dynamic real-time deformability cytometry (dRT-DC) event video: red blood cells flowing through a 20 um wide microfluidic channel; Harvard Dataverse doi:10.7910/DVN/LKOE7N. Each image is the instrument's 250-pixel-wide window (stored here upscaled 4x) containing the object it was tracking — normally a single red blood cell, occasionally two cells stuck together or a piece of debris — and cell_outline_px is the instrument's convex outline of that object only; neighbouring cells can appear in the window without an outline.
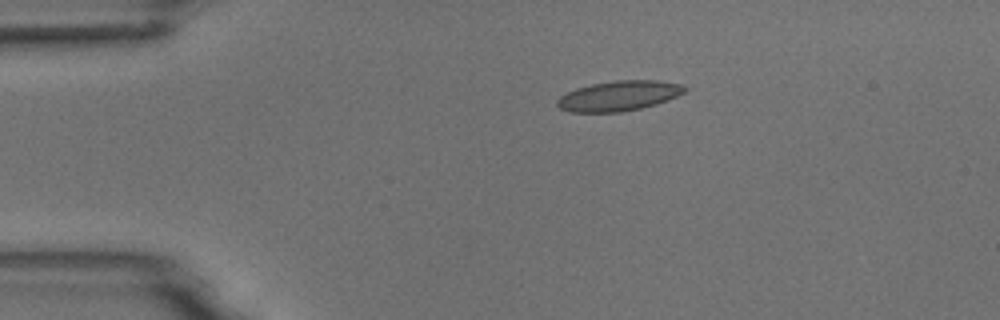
{"species": "common noctule bat (a hibernating species)", "species_latin": "Nyctalus noctula", "temperature_condition": "room temperature", "stored_images_in_passage": 3, "camera_frame_rate_fps": 3000, "um_per_image_px": 0.085, "animal": {"sex": "male", "body_mass_g": 18.8}, "frame": {"image": 1, "passage_image": 1, "time_ms": 0.0, "image_size_px": [1000, 320], "cell_outline_px": [[688, 88], [684, 92], [668, 100], [656, 104], [640, 108], [620, 112], [572, 112], [560, 108], [556, 104], [556, 100], [560, 96], [576, 88], [592, 84], [616, 80], [656, 80], [680, 84]], "centroid_in_image_um": [52.59, 8.14], "position_along_channel_um": 32.4, "area_um2": 22.2}}
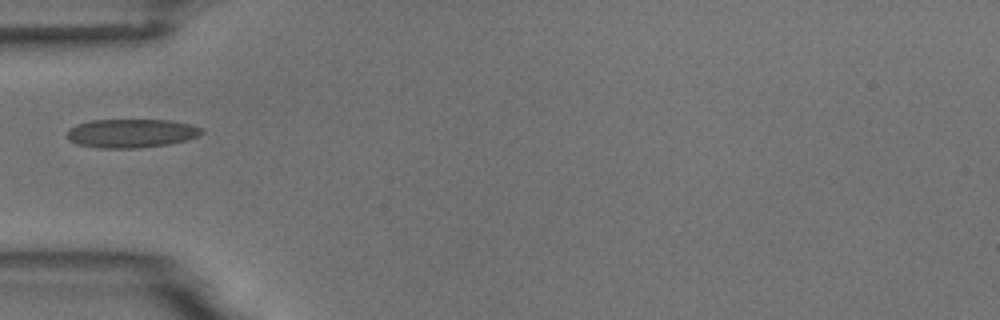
{"frame": {"image": 2, "passage_image": 3, "time_ms": 2.333, "image_size_px": [1000, 320], "cell_outline_px": [[204, 132], [200, 136], [188, 140], [168, 144], [136, 148], [100, 148], [76, 144], [68, 140], [68, 128], [76, 124], [92, 120], [168, 120], [192, 124], [204, 128]], "centroid_in_image_um": [11.19, 11.33], "position_along_channel_um": 73.8, "area_um2": 22.77}}